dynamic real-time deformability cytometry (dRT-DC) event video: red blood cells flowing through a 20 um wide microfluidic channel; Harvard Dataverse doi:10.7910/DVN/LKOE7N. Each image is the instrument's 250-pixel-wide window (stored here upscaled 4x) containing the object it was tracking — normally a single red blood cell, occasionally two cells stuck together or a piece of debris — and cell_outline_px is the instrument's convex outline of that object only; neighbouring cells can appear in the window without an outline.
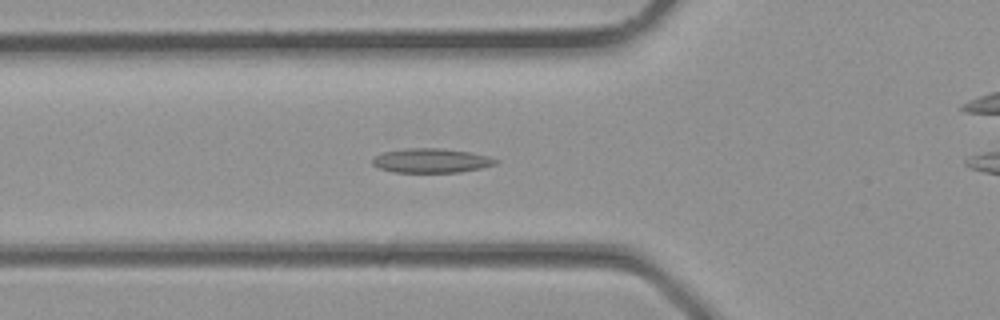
{"species": "common noctule bat (a hibernating species)", "species_latin": "Nyctalus noctula", "temperature_condition": "room temperature", "stored_images_in_passage": 27, "camera_frame_rate_fps": 3000, "um_per_image_px": 0.085, "animal": {"sex": "male", "body_mass_g": 23.1, "forearm_length_mm": 52.7}, "frame": {"image": 1, "passage_image": 4, "time_ms": 1.0, "image_size_px": [1000, 320], "cell_outline_px": [[500, 160], [496, 164], [480, 168], [460, 172], [392, 172], [380, 168], [372, 164], [372, 160], [376, 156], [384, 152], [404, 148], [440, 148], [472, 152], [488, 156]], "centroid_in_image_um": [36.68, 13.64], "position_along_channel_um": 89.1, "area_um2": 17.46}}
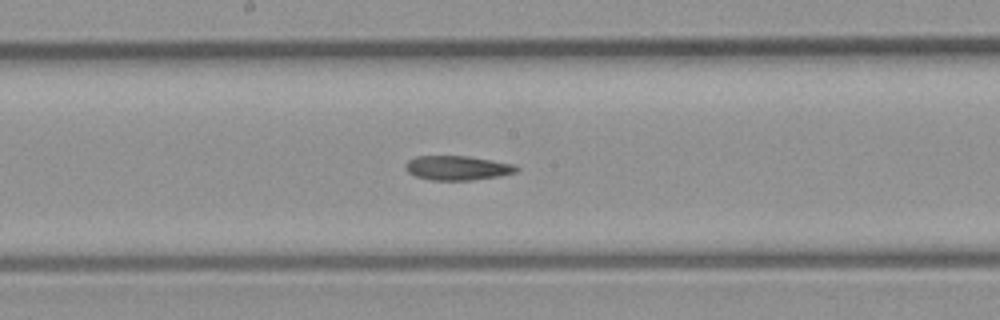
{"frame": {"image": 2, "passage_image": 10, "time_ms": 3.0, "image_size_px": [1000, 320], "cell_outline_px": [[520, 168], [516, 172], [500, 176], [472, 180], [432, 180], [416, 176], [408, 172], [404, 168], [404, 164], [408, 160], [416, 156], [468, 156], [516, 164]], "centroid_in_image_um": [38.89, 14.27], "position_along_channel_um": 209.3, "area_um2": 15.9}}
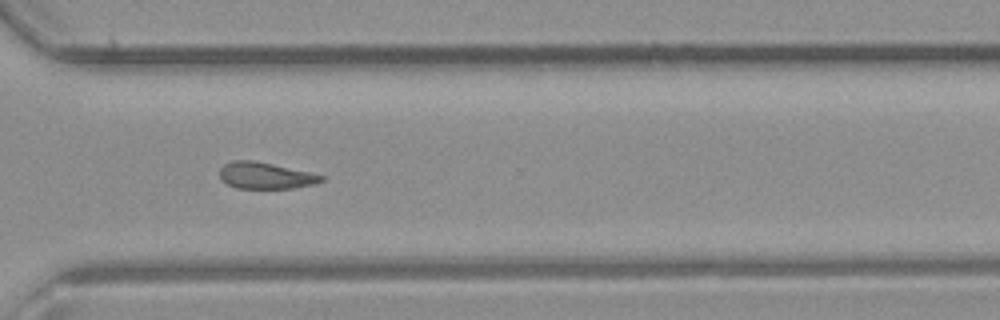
{"frame": {"image": 3, "passage_image": 17, "time_ms": 5.333, "image_size_px": [1000, 320], "cell_outline_px": [[324, 180], [316, 184], [292, 188], [236, 188], [228, 184], [220, 176], [220, 168], [224, 164], [232, 160], [252, 160], [272, 164], [308, 172], [324, 176]], "centroid_in_image_um": [22.56, 14.92], "position_along_channel_um": 348.0, "area_um2": 15.49}}